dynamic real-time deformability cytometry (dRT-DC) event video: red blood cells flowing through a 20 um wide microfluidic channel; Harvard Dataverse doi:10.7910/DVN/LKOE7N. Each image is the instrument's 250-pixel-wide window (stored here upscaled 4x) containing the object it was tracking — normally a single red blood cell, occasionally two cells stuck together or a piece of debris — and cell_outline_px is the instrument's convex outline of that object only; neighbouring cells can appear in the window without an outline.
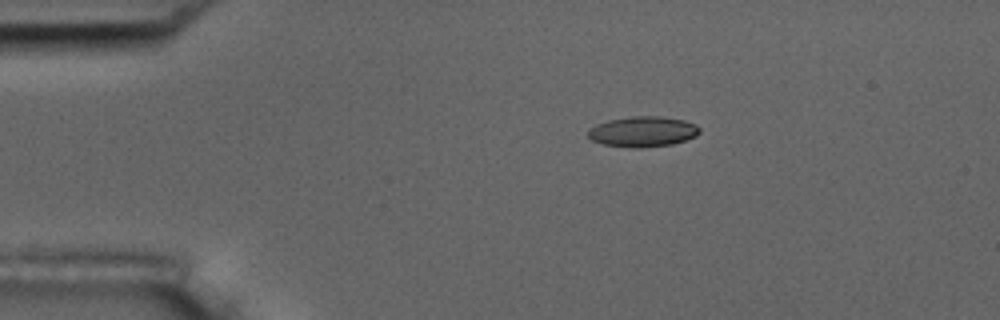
{"species": "common noctule bat (a hibernating species)", "species_latin": "Nyctalus noctula", "temperature_condition": "room temperature", "stored_images_in_passage": 9, "camera_frame_rate_fps": 3000, "um_per_image_px": 0.085, "animal": {"sex": "male", "body_mass_g": 17.5, "forearm_length_mm": 52.3}, "frame": {"image": 1, "passage_image": 1, "time_ms": 0.0, "image_size_px": [1000, 320], "cell_outline_px": [[700, 132], [696, 136], [672, 144], [640, 148], [636, 148], [604, 144], [592, 140], [588, 136], [588, 128], [596, 124], [608, 120], [632, 116], [660, 116], [684, 120], [696, 124], [700, 128]], "centroid_in_image_um": [54.64, 11.18], "position_along_channel_um": 30.4, "area_um2": 19.77}}
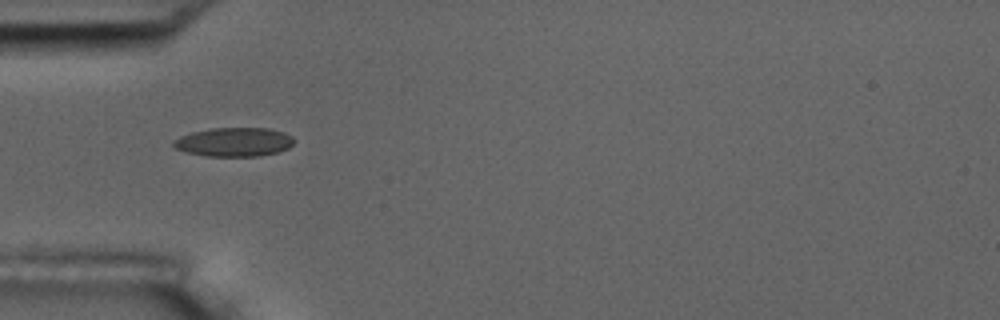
{"frame": {"image": 2, "passage_image": 3, "time_ms": 2.333, "image_size_px": [1000, 320], "cell_outline_px": [[296, 140], [288, 148], [276, 152], [260, 156], [204, 156], [184, 152], [176, 148], [172, 144], [172, 140], [180, 136], [192, 132], [212, 128], [268, 128], [284, 132], [292, 136]], "centroid_in_image_um": [19.88, 12.07], "position_along_channel_um": 65.1, "area_um2": 20.46}}
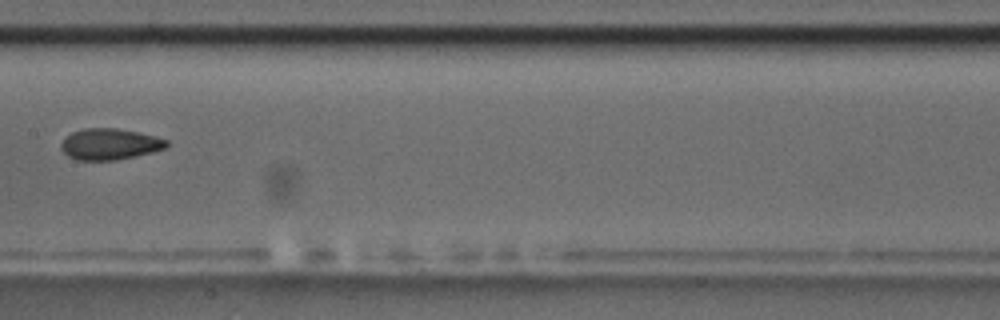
{"frame": {"image": 3, "passage_image": 6, "time_ms": 6.0, "image_size_px": [1000, 320], "cell_outline_px": [[168, 144], [164, 148], [152, 152], [116, 160], [76, 160], [68, 156], [60, 148], [60, 144], [72, 132], [84, 128], [116, 128], [156, 136], [168, 140]], "centroid_in_image_um": [9.31, 12.25], "position_along_channel_um": 198.1, "area_um2": 19.02}}